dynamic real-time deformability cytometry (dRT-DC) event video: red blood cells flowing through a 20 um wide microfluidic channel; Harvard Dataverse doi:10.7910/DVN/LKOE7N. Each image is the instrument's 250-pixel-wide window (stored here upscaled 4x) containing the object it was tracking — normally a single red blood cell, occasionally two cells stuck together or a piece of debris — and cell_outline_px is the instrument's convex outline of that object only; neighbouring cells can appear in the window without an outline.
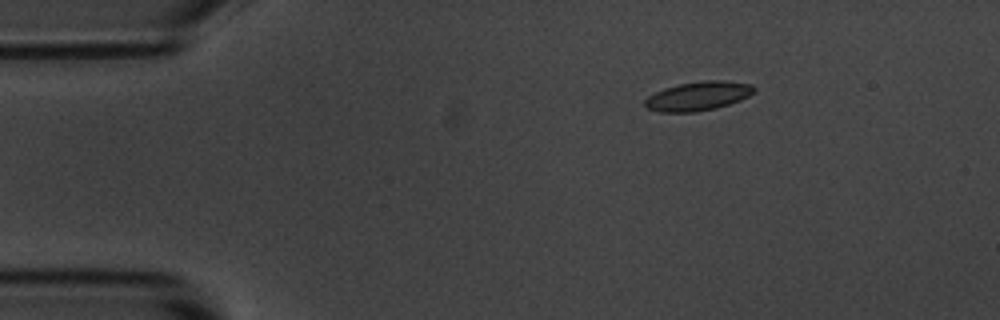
{"species": "common noctule bat (a hibernating species)", "species_latin": "Nyctalus noctula", "temperature_condition": "room temperature", "stored_images_in_passage": 3, "camera_frame_rate_fps": 3000, "um_per_image_px": 0.085, "animal": {"sex": "male", "body_mass_g": 20.1, "forearm_length_mm": 53.5}, "frame": {"image": 1, "passage_image": 1, "time_ms": 0.0, "image_size_px": [1000, 320], "cell_outline_px": [[756, 92], [740, 100], [716, 108], [696, 112], [660, 112], [648, 108], [644, 104], [644, 100], [648, 96], [664, 88], [680, 84], [704, 80], [724, 80], [752, 84], [756, 88]], "centroid_in_image_um": [59.37, 8.16], "position_along_channel_um": 25.6, "area_um2": 18.5}}